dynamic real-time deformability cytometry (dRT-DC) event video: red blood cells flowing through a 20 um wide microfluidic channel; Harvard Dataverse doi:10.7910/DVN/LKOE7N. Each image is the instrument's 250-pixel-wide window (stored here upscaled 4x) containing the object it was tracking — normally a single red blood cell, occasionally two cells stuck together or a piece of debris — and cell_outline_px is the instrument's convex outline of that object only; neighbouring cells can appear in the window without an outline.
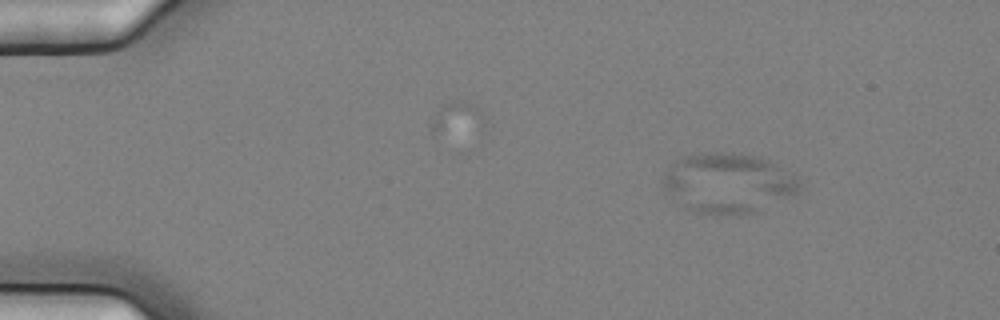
{"species": "common noctule bat (a hibernating species)", "species_latin": "Nyctalus noctula", "temperature_condition": "cold", "stored_images_in_passage": 5, "camera_frame_rate_fps": 3000, "um_per_image_px": 0.085, "animal": {"sex": "female", "body_mass_g": 25.1}, "frame": {"image": 1, "passage_image": 2, "time_ms": 0.333, "image_size_px": [1000, 320], "cell_outline_px": [[800, 192], [792, 196], [752, 212], [728, 216], [692, 212], [676, 204], [660, 184], [660, 180], [676, 160], [684, 156], [708, 152], [728, 152], [760, 156], [792, 172], [796, 176], [800, 184]], "centroid_in_image_um": [61.85, 15.57], "position_along_channel_um": 23.1, "area_um2": 48.21}}